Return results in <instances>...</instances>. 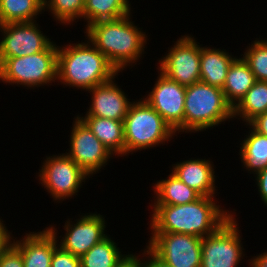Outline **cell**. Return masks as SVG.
<instances>
[{
    "label": "cell",
    "mask_w": 267,
    "mask_h": 267,
    "mask_svg": "<svg viewBox=\"0 0 267 267\" xmlns=\"http://www.w3.org/2000/svg\"><path fill=\"white\" fill-rule=\"evenodd\" d=\"M152 233L187 234L203 238L214 233L235 213L221 209L214 197L200 196L183 205H151Z\"/></svg>",
    "instance_id": "1"
},
{
    "label": "cell",
    "mask_w": 267,
    "mask_h": 267,
    "mask_svg": "<svg viewBox=\"0 0 267 267\" xmlns=\"http://www.w3.org/2000/svg\"><path fill=\"white\" fill-rule=\"evenodd\" d=\"M131 14L114 20H102L85 27L88 39L120 73L138 62L144 54L147 35L132 22Z\"/></svg>",
    "instance_id": "2"
},
{
    "label": "cell",
    "mask_w": 267,
    "mask_h": 267,
    "mask_svg": "<svg viewBox=\"0 0 267 267\" xmlns=\"http://www.w3.org/2000/svg\"><path fill=\"white\" fill-rule=\"evenodd\" d=\"M85 42L70 43L65 47L58 45V83L87 91L119 75L104 54L89 40Z\"/></svg>",
    "instance_id": "3"
},
{
    "label": "cell",
    "mask_w": 267,
    "mask_h": 267,
    "mask_svg": "<svg viewBox=\"0 0 267 267\" xmlns=\"http://www.w3.org/2000/svg\"><path fill=\"white\" fill-rule=\"evenodd\" d=\"M233 118L221 88L198 81L186 87L184 132H200Z\"/></svg>",
    "instance_id": "4"
},
{
    "label": "cell",
    "mask_w": 267,
    "mask_h": 267,
    "mask_svg": "<svg viewBox=\"0 0 267 267\" xmlns=\"http://www.w3.org/2000/svg\"><path fill=\"white\" fill-rule=\"evenodd\" d=\"M142 99V100H141ZM133 101L124 118L125 155L161 146L171 141L175 131L143 98ZM157 145V146H156Z\"/></svg>",
    "instance_id": "5"
},
{
    "label": "cell",
    "mask_w": 267,
    "mask_h": 267,
    "mask_svg": "<svg viewBox=\"0 0 267 267\" xmlns=\"http://www.w3.org/2000/svg\"><path fill=\"white\" fill-rule=\"evenodd\" d=\"M57 51L58 46L53 42L42 52L0 59V80L33 89L51 85L57 80Z\"/></svg>",
    "instance_id": "6"
},
{
    "label": "cell",
    "mask_w": 267,
    "mask_h": 267,
    "mask_svg": "<svg viewBox=\"0 0 267 267\" xmlns=\"http://www.w3.org/2000/svg\"><path fill=\"white\" fill-rule=\"evenodd\" d=\"M39 169V180L54 201L60 203L79 192L82 182L90 178L67 154L46 156Z\"/></svg>",
    "instance_id": "7"
},
{
    "label": "cell",
    "mask_w": 267,
    "mask_h": 267,
    "mask_svg": "<svg viewBox=\"0 0 267 267\" xmlns=\"http://www.w3.org/2000/svg\"><path fill=\"white\" fill-rule=\"evenodd\" d=\"M235 216L202 238L200 267H238L243 260L244 248Z\"/></svg>",
    "instance_id": "8"
},
{
    "label": "cell",
    "mask_w": 267,
    "mask_h": 267,
    "mask_svg": "<svg viewBox=\"0 0 267 267\" xmlns=\"http://www.w3.org/2000/svg\"><path fill=\"white\" fill-rule=\"evenodd\" d=\"M201 45L189 34L182 35L168 54L159 60L158 70L185 87L200 81Z\"/></svg>",
    "instance_id": "9"
},
{
    "label": "cell",
    "mask_w": 267,
    "mask_h": 267,
    "mask_svg": "<svg viewBox=\"0 0 267 267\" xmlns=\"http://www.w3.org/2000/svg\"><path fill=\"white\" fill-rule=\"evenodd\" d=\"M146 245L172 267H200L202 238L187 234L151 233Z\"/></svg>",
    "instance_id": "10"
},
{
    "label": "cell",
    "mask_w": 267,
    "mask_h": 267,
    "mask_svg": "<svg viewBox=\"0 0 267 267\" xmlns=\"http://www.w3.org/2000/svg\"><path fill=\"white\" fill-rule=\"evenodd\" d=\"M67 154L89 176L100 171L113 157L110 150L93 134L77 116L74 118Z\"/></svg>",
    "instance_id": "11"
},
{
    "label": "cell",
    "mask_w": 267,
    "mask_h": 267,
    "mask_svg": "<svg viewBox=\"0 0 267 267\" xmlns=\"http://www.w3.org/2000/svg\"><path fill=\"white\" fill-rule=\"evenodd\" d=\"M36 21L0 25V59L24 57L46 50L52 43Z\"/></svg>",
    "instance_id": "12"
},
{
    "label": "cell",
    "mask_w": 267,
    "mask_h": 267,
    "mask_svg": "<svg viewBox=\"0 0 267 267\" xmlns=\"http://www.w3.org/2000/svg\"><path fill=\"white\" fill-rule=\"evenodd\" d=\"M144 100L154 108L173 128L175 133L184 132V106L186 87L169 79L162 72Z\"/></svg>",
    "instance_id": "13"
},
{
    "label": "cell",
    "mask_w": 267,
    "mask_h": 267,
    "mask_svg": "<svg viewBox=\"0 0 267 267\" xmlns=\"http://www.w3.org/2000/svg\"><path fill=\"white\" fill-rule=\"evenodd\" d=\"M86 214L81 215L75 224H72L69 219L65 222L64 230L66 233L58 244L64 250L78 257H81L108 236L105 234L104 216L97 213Z\"/></svg>",
    "instance_id": "14"
},
{
    "label": "cell",
    "mask_w": 267,
    "mask_h": 267,
    "mask_svg": "<svg viewBox=\"0 0 267 267\" xmlns=\"http://www.w3.org/2000/svg\"><path fill=\"white\" fill-rule=\"evenodd\" d=\"M58 230L54 226L46 227L40 232H29L22 240L10 242L21 252L24 267H50L55 247L58 245Z\"/></svg>",
    "instance_id": "15"
},
{
    "label": "cell",
    "mask_w": 267,
    "mask_h": 267,
    "mask_svg": "<svg viewBox=\"0 0 267 267\" xmlns=\"http://www.w3.org/2000/svg\"><path fill=\"white\" fill-rule=\"evenodd\" d=\"M112 80L87 90L91 93V105L85 115L124 121L130 102L124 91Z\"/></svg>",
    "instance_id": "16"
},
{
    "label": "cell",
    "mask_w": 267,
    "mask_h": 267,
    "mask_svg": "<svg viewBox=\"0 0 267 267\" xmlns=\"http://www.w3.org/2000/svg\"><path fill=\"white\" fill-rule=\"evenodd\" d=\"M210 160L205 159H189L183 162H177L172 165V174L179 180L188 185L200 196L215 197L216 176L213 164Z\"/></svg>",
    "instance_id": "17"
},
{
    "label": "cell",
    "mask_w": 267,
    "mask_h": 267,
    "mask_svg": "<svg viewBox=\"0 0 267 267\" xmlns=\"http://www.w3.org/2000/svg\"><path fill=\"white\" fill-rule=\"evenodd\" d=\"M235 59L225 49L201 47L200 81L222 89L228 69Z\"/></svg>",
    "instance_id": "18"
},
{
    "label": "cell",
    "mask_w": 267,
    "mask_h": 267,
    "mask_svg": "<svg viewBox=\"0 0 267 267\" xmlns=\"http://www.w3.org/2000/svg\"><path fill=\"white\" fill-rule=\"evenodd\" d=\"M113 156H125L124 123L109 118L77 115Z\"/></svg>",
    "instance_id": "19"
},
{
    "label": "cell",
    "mask_w": 267,
    "mask_h": 267,
    "mask_svg": "<svg viewBox=\"0 0 267 267\" xmlns=\"http://www.w3.org/2000/svg\"><path fill=\"white\" fill-rule=\"evenodd\" d=\"M256 81L244 59L236 58L228 69L222 88L226 101L234 108Z\"/></svg>",
    "instance_id": "20"
},
{
    "label": "cell",
    "mask_w": 267,
    "mask_h": 267,
    "mask_svg": "<svg viewBox=\"0 0 267 267\" xmlns=\"http://www.w3.org/2000/svg\"><path fill=\"white\" fill-rule=\"evenodd\" d=\"M167 178L159 180L153 185L156 199L152 205H183L200 197L196 191L174 174L170 173Z\"/></svg>",
    "instance_id": "21"
},
{
    "label": "cell",
    "mask_w": 267,
    "mask_h": 267,
    "mask_svg": "<svg viewBox=\"0 0 267 267\" xmlns=\"http://www.w3.org/2000/svg\"><path fill=\"white\" fill-rule=\"evenodd\" d=\"M250 131L240 143V159L246 171L255 175L267 167V136L258 133L249 125Z\"/></svg>",
    "instance_id": "22"
},
{
    "label": "cell",
    "mask_w": 267,
    "mask_h": 267,
    "mask_svg": "<svg viewBox=\"0 0 267 267\" xmlns=\"http://www.w3.org/2000/svg\"><path fill=\"white\" fill-rule=\"evenodd\" d=\"M119 250L117 243L107 236L80 257L81 267H120L132 254L122 255Z\"/></svg>",
    "instance_id": "23"
},
{
    "label": "cell",
    "mask_w": 267,
    "mask_h": 267,
    "mask_svg": "<svg viewBox=\"0 0 267 267\" xmlns=\"http://www.w3.org/2000/svg\"><path fill=\"white\" fill-rule=\"evenodd\" d=\"M267 111V82L256 81L246 95L233 108V118L248 124ZM237 116V117H236Z\"/></svg>",
    "instance_id": "24"
},
{
    "label": "cell",
    "mask_w": 267,
    "mask_h": 267,
    "mask_svg": "<svg viewBox=\"0 0 267 267\" xmlns=\"http://www.w3.org/2000/svg\"><path fill=\"white\" fill-rule=\"evenodd\" d=\"M130 4L129 0H84L86 27L97 21L114 20L131 14Z\"/></svg>",
    "instance_id": "25"
},
{
    "label": "cell",
    "mask_w": 267,
    "mask_h": 267,
    "mask_svg": "<svg viewBox=\"0 0 267 267\" xmlns=\"http://www.w3.org/2000/svg\"><path fill=\"white\" fill-rule=\"evenodd\" d=\"M44 10V0H0V25L33 22Z\"/></svg>",
    "instance_id": "26"
},
{
    "label": "cell",
    "mask_w": 267,
    "mask_h": 267,
    "mask_svg": "<svg viewBox=\"0 0 267 267\" xmlns=\"http://www.w3.org/2000/svg\"><path fill=\"white\" fill-rule=\"evenodd\" d=\"M48 10L60 24L71 25L83 18L84 0H44V11Z\"/></svg>",
    "instance_id": "27"
},
{
    "label": "cell",
    "mask_w": 267,
    "mask_h": 267,
    "mask_svg": "<svg viewBox=\"0 0 267 267\" xmlns=\"http://www.w3.org/2000/svg\"><path fill=\"white\" fill-rule=\"evenodd\" d=\"M243 55L257 81L267 82V39H257L249 44Z\"/></svg>",
    "instance_id": "28"
},
{
    "label": "cell",
    "mask_w": 267,
    "mask_h": 267,
    "mask_svg": "<svg viewBox=\"0 0 267 267\" xmlns=\"http://www.w3.org/2000/svg\"><path fill=\"white\" fill-rule=\"evenodd\" d=\"M50 267H81L80 257L57 245L51 258Z\"/></svg>",
    "instance_id": "29"
},
{
    "label": "cell",
    "mask_w": 267,
    "mask_h": 267,
    "mask_svg": "<svg viewBox=\"0 0 267 267\" xmlns=\"http://www.w3.org/2000/svg\"><path fill=\"white\" fill-rule=\"evenodd\" d=\"M0 267H24L21 252L11 242L0 252Z\"/></svg>",
    "instance_id": "30"
},
{
    "label": "cell",
    "mask_w": 267,
    "mask_h": 267,
    "mask_svg": "<svg viewBox=\"0 0 267 267\" xmlns=\"http://www.w3.org/2000/svg\"><path fill=\"white\" fill-rule=\"evenodd\" d=\"M143 257H145V259L143 258H139V256L137 255L136 257H138V261L140 264V267H172L168 264H166L165 262H163L160 258H158L147 246L146 249H144V253ZM142 259V260H141Z\"/></svg>",
    "instance_id": "31"
},
{
    "label": "cell",
    "mask_w": 267,
    "mask_h": 267,
    "mask_svg": "<svg viewBox=\"0 0 267 267\" xmlns=\"http://www.w3.org/2000/svg\"><path fill=\"white\" fill-rule=\"evenodd\" d=\"M255 180L261 200L267 206V167L256 174Z\"/></svg>",
    "instance_id": "32"
},
{
    "label": "cell",
    "mask_w": 267,
    "mask_h": 267,
    "mask_svg": "<svg viewBox=\"0 0 267 267\" xmlns=\"http://www.w3.org/2000/svg\"><path fill=\"white\" fill-rule=\"evenodd\" d=\"M248 125H250L258 133L267 136V111L257 116Z\"/></svg>",
    "instance_id": "33"
},
{
    "label": "cell",
    "mask_w": 267,
    "mask_h": 267,
    "mask_svg": "<svg viewBox=\"0 0 267 267\" xmlns=\"http://www.w3.org/2000/svg\"><path fill=\"white\" fill-rule=\"evenodd\" d=\"M248 262L250 267H267V252L248 259Z\"/></svg>",
    "instance_id": "34"
},
{
    "label": "cell",
    "mask_w": 267,
    "mask_h": 267,
    "mask_svg": "<svg viewBox=\"0 0 267 267\" xmlns=\"http://www.w3.org/2000/svg\"><path fill=\"white\" fill-rule=\"evenodd\" d=\"M120 267H140L138 257H136L135 254H132V256Z\"/></svg>",
    "instance_id": "35"
},
{
    "label": "cell",
    "mask_w": 267,
    "mask_h": 267,
    "mask_svg": "<svg viewBox=\"0 0 267 267\" xmlns=\"http://www.w3.org/2000/svg\"><path fill=\"white\" fill-rule=\"evenodd\" d=\"M4 221L0 219V236H11L12 234L8 229L6 228Z\"/></svg>",
    "instance_id": "36"
},
{
    "label": "cell",
    "mask_w": 267,
    "mask_h": 267,
    "mask_svg": "<svg viewBox=\"0 0 267 267\" xmlns=\"http://www.w3.org/2000/svg\"><path fill=\"white\" fill-rule=\"evenodd\" d=\"M11 236H0V252L8 245Z\"/></svg>",
    "instance_id": "37"
}]
</instances>
